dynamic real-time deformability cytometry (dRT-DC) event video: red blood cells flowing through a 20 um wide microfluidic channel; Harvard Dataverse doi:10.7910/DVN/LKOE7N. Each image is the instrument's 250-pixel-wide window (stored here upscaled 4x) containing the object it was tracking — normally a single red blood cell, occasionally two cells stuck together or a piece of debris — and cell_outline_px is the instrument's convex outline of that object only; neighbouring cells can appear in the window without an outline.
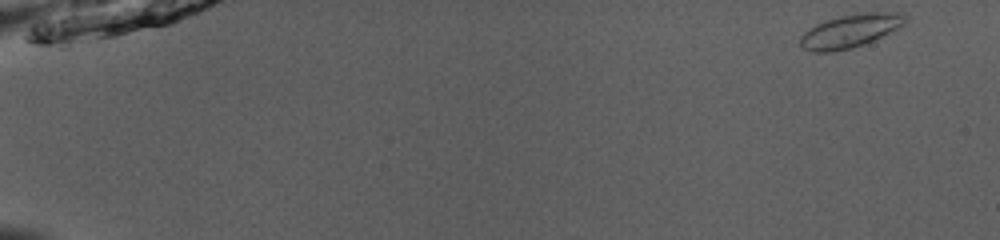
{"species": "common noctule bat (a hibernating species)", "species_latin": "Nyctalus noctula", "temperature_condition": "room temperature", "stored_images_in_passage": 51, "camera_frame_rate_fps": 3000, "um_per_image_px": 0.085, "animal": {"sex": "male", "body_mass_g": 13.0, "forearm_length_mm": 53.1}, "frame": {"image": 1, "passage_image": 1, "time_ms": 0.0, "image_size_px": [1000, 240], "cell_outline_px": [[908, 20], [900, 28], [864, 44], [852, 48], [832, 52], [812, 52], [804, 48], [800, 44], [800, 36], [804, 32], [816, 24], [840, 16], [856, 12], [900, 12], [908, 16]], "centroid_in_image_um": [72.32, 2.61], "position_along_channel_um": 12.7, "area_um2": 20.58}}
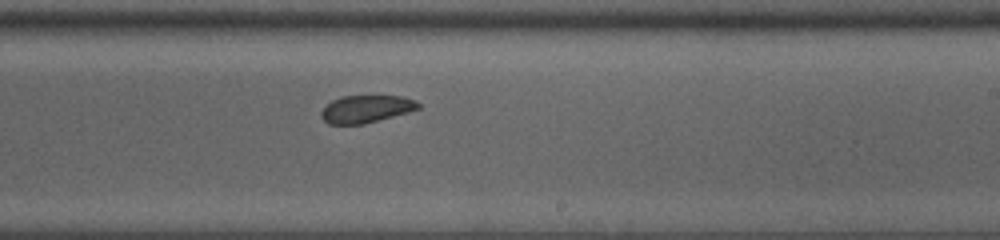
{"frame": {"image": 2, "passage_image": 32, "time_ms": 10.333, "image_size_px": [1000, 240], "cell_outline_px": [[420, 108], [408, 112], [364, 124], [328, 124], [320, 116], [320, 112], [332, 100], [340, 96], [400, 96], [416, 100], [420, 104]], "centroid_in_image_um": [31.11, 9.26], "position_along_channel_um": 257.9, "area_um2": 15.49}}
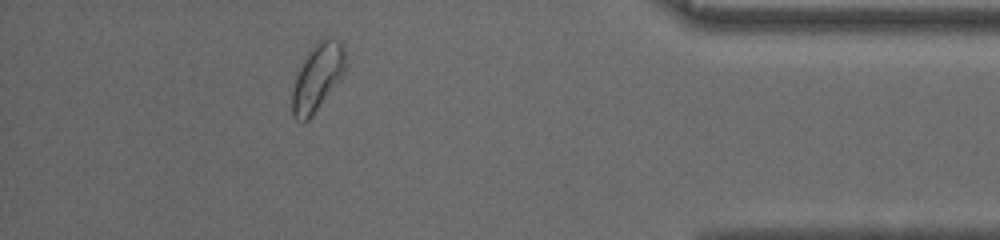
{"frame": {"image": 3, "passage_image": 46, "time_ms": 15.0, "image_size_px": [1000, 240], "cell_outline_px": [[344, 72], [312, 116], [308, 120], [296, 120], [292, 116], [292, 92], [296, 76], [308, 52], [320, 40], [328, 36], [340, 40], [344, 52]], "centroid_in_image_um": [26.96, 6.56], "position_along_channel_um": 408.2, "area_um2": 20.17}}